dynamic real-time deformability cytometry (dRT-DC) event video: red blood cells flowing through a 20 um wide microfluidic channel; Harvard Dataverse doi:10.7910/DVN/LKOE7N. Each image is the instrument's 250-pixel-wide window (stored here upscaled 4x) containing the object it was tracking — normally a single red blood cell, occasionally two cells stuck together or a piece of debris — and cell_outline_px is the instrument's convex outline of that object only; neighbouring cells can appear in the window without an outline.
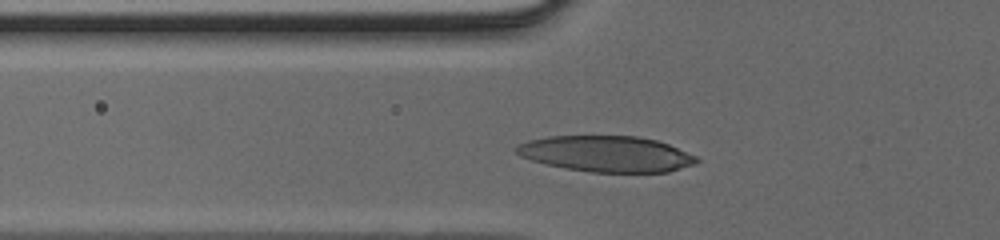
{"species": "human", "species_latin": "Homo sapiens", "temperature_condition": "cold", "stored_images_in_passage": 27, "camera_frame_rate_fps": 3000, "um_per_image_px": 0.085, "donor": {"sex": "male"}, "frame": {"image": 1, "passage_image": 3, "time_ms": 0.667, "image_size_px": [1000, 240], "cell_outline_px": [[700, 160], [696, 164], [668, 172], [588, 172], [564, 168], [532, 160], [520, 156], [512, 152], [520, 144], [528, 140], [548, 136], [636, 136], [656, 140], [668, 144], [696, 156]], "centroid_in_image_um": [51.54, 13.08], "position_along_channel_um": 74.3, "area_um2": 37.74}}
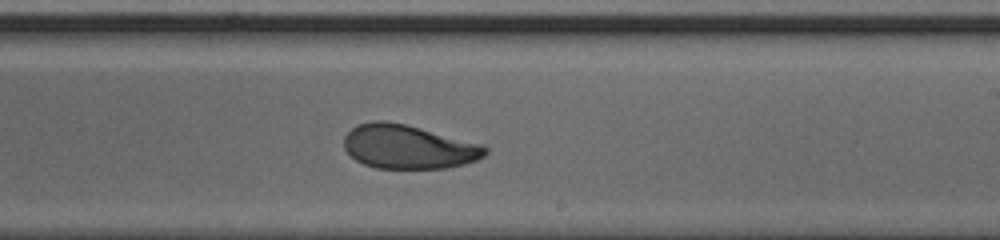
{"frame": {"image": 2, "passage_image": 15, "time_ms": 4.667, "image_size_px": [1000, 240], "cell_outline_px": [[488, 152], [484, 156], [476, 160], [464, 164], [444, 168], [376, 168], [364, 164], [356, 160], [344, 148], [344, 136], [356, 124], [372, 120], [388, 120], [484, 144], [488, 148]], "centroid_in_image_um": [34.71, 12.47], "position_along_channel_um": 254.3, "area_um2": 36.24}}
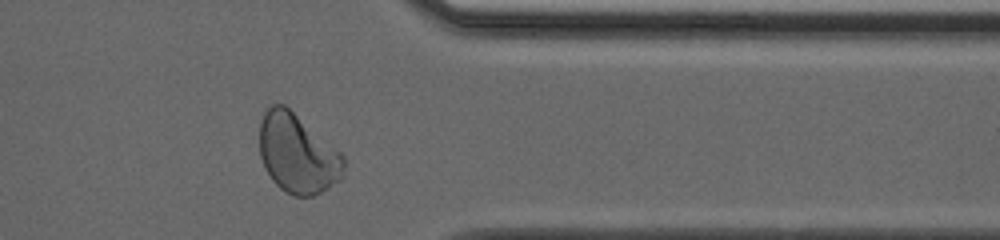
{"frame": {"image": 3, "passage_image": 24, "time_ms": 7.667, "image_size_px": [1000, 240], "cell_outline_px": [[344, 176], [340, 180], [320, 192], [312, 196], [296, 196], [280, 188], [272, 180], [264, 168], [260, 156], [260, 120], [264, 112], [272, 104], [284, 104], [340, 152], [344, 156]], "centroid_in_image_um": [25.27, 13.06], "position_along_channel_um": 386.1, "area_um2": 38.61}}